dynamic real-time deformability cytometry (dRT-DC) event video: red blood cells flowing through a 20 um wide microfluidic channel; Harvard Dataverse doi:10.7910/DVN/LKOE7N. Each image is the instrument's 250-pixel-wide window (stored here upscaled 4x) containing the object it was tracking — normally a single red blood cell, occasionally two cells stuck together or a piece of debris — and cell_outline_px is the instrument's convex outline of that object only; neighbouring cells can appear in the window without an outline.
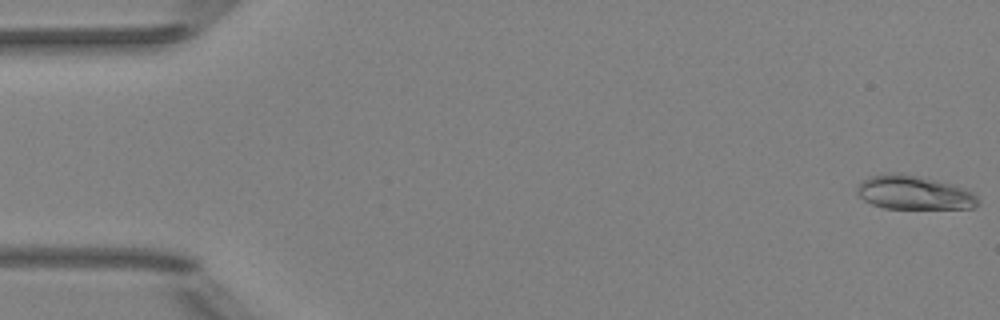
{"species": "Egyptian fruit bat (a non-hibernating species)", "species_latin": "Rousettus aegyptiacus", "temperature_condition": "room temperature", "stored_images_in_passage": 51, "camera_frame_rate_fps": 3000, "um_per_image_px": 0.085, "animal": {"sex": "female"}, "frame": {"image": 1, "passage_image": 1, "time_ms": 0.0, "image_size_px": [1000, 320], "cell_outline_px": [[980, 204], [972, 208], [884, 208], [872, 204], [864, 200], [856, 192], [856, 184], [872, 176], [888, 172], [904, 172], [968, 188], [980, 200]], "centroid_in_image_um": [77.7, 16.35], "position_along_channel_um": 7.3, "area_um2": 24.16}}
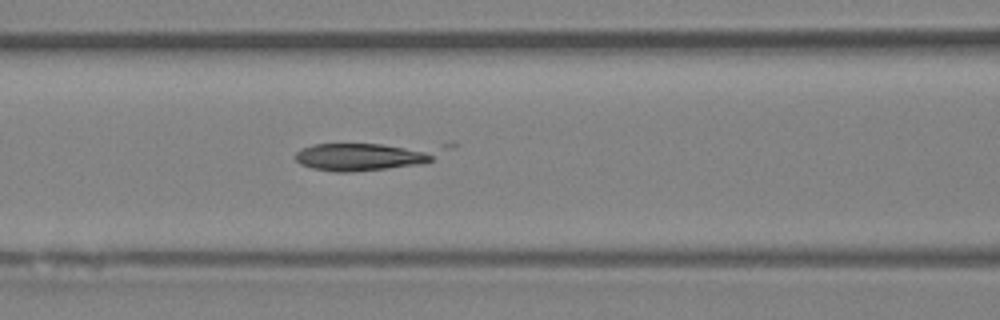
{"frame": {"image": 2, "passage_image": 22, "time_ms": 7.0, "image_size_px": [1000, 320], "cell_outline_px": [[432, 160], [420, 164], [388, 168], [352, 172], [332, 172], [312, 168], [300, 164], [292, 156], [296, 152], [312, 144], [380, 144], [404, 148], [424, 152], [432, 156]], "centroid_in_image_um": [30.44, 13.36], "position_along_channel_um": 136.2, "area_um2": 21.5}}
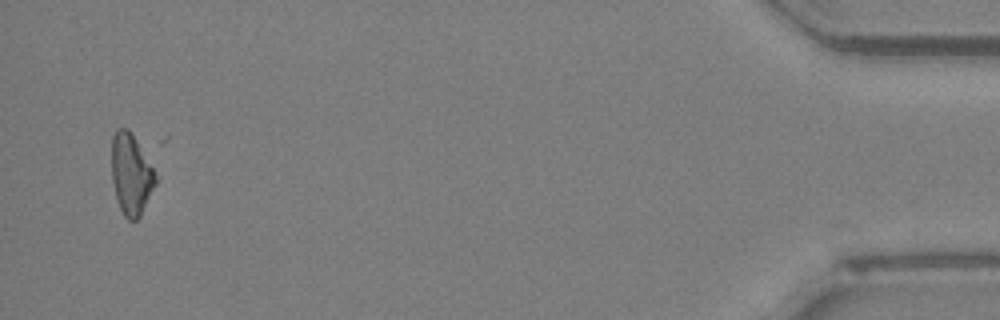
{"frame": {"image": 3, "passage_image": 50, "time_ms": 16.333, "image_size_px": [1000, 320], "cell_outline_px": [[156, 184], [140, 216], [136, 220], [128, 220], [124, 216], [120, 208], [116, 196], [112, 180], [112, 136], [116, 128], [128, 128], [136, 140], [152, 168], [156, 176]], "centroid_in_image_um": [11.12, 14.81], "position_along_channel_um": 424.1, "area_um2": 20.4}, "authors_computed_cell_mechanics": {"area_um2": 21.5016, "velocity_mm_per_s": 4.0362, "shape_relaxation_time_tau1_ms": null, "shape_relaxation_time_tau2_ms": 7.5801, "deformation_change_tau1": null, "deformation_change_tau2": 0.1968}}